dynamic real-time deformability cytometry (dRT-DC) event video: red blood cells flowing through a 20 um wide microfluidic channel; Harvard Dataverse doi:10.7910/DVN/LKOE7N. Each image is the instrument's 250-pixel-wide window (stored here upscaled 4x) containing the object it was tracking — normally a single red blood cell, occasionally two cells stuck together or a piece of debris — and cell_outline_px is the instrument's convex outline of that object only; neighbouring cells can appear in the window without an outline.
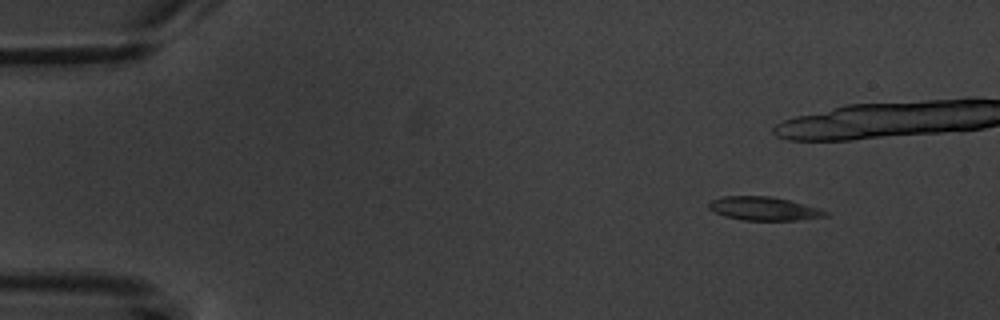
{"species": "common noctule bat (a hibernating species)", "species_latin": "Nyctalus noctula", "temperature_condition": "warm", "stored_images_in_passage": 4, "camera_frame_rate_fps": 3000, "um_per_image_px": 0.085, "animal": {"sex": "male", "body_mass_g": 20.1, "forearm_length_mm": 53.5}, "frame": {"image": 1, "passage_image": 1, "time_ms": 0.0, "image_size_px": [1000, 320], "cell_outline_px": [[828, 216], [796, 220], [744, 220], [724, 216], [708, 208], [708, 204], [712, 200], [724, 196], [768, 196], [788, 200], [820, 208], [828, 212]], "centroid_in_image_um": [64.93, 17.73], "position_along_channel_um": 20.1, "area_um2": 15.84}}